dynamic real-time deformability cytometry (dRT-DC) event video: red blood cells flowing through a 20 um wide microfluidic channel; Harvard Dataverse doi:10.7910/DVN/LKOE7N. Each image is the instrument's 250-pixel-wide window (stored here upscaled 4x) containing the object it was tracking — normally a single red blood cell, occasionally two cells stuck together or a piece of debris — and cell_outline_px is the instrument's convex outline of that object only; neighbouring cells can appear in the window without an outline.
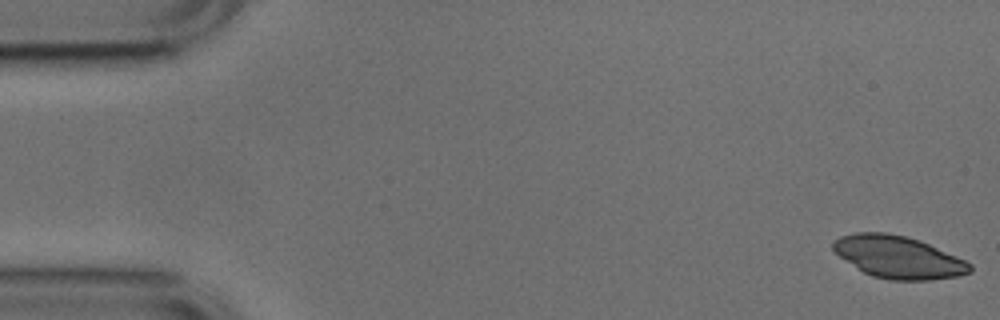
{"species": "common noctule bat (a hibernating species)", "species_latin": "Nyctalus noctula", "temperature_condition": "cold", "stored_images_in_passage": 49, "camera_frame_rate_fps": 3000, "um_per_image_px": 0.085, "animal": {"sex": "male", "body_mass_g": 17.9, "forearm_length_mm": 54.2}, "frame": {"image": 1, "passage_image": 1, "time_ms": 0.0, "image_size_px": [1000, 320], "cell_outline_px": [[972, 272], [956, 276], [928, 280], [892, 280], [872, 276], [864, 272], [840, 256], [832, 248], [832, 240], [840, 236], [856, 232], [888, 232], [920, 240], [956, 256], [972, 264]], "centroid_in_image_um": [76.35, 21.84], "position_along_channel_um": 8.7, "area_um2": 33.52}}